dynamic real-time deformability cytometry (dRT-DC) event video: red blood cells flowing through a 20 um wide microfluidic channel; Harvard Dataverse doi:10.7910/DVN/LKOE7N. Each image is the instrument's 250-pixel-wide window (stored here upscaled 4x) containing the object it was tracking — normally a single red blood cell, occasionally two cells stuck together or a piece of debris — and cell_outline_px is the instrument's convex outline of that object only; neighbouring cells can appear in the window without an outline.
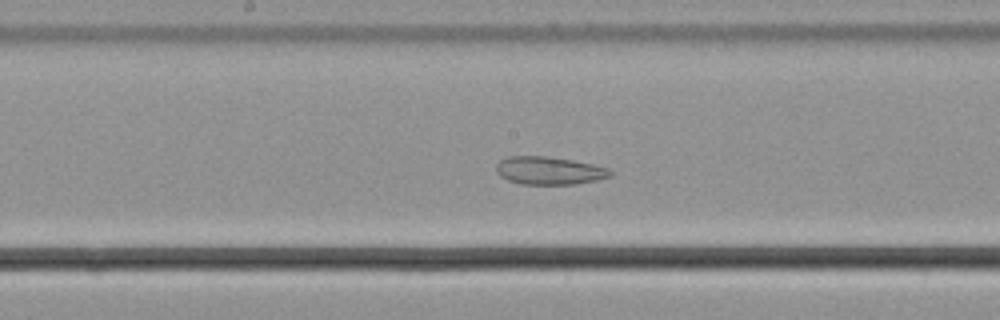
{"species": "common noctule bat (a hibernating species)", "species_latin": "Nyctalus noctula", "temperature_condition": "cold", "stored_images_in_passage": 56, "camera_frame_rate_fps": 3000, "um_per_image_px": 0.085, "animal": {"sex": "male", "body_mass_g": 21.5, "forearm_length_mm": 52.0}, "frame": {"image": 1, "passage_image": 29, "time_ms": 9.333, "image_size_px": [1000, 320], "cell_outline_px": [[612, 176], [596, 180], [576, 184], [520, 184], [508, 180], [500, 176], [496, 172], [496, 164], [500, 160], [508, 156], [548, 156], [572, 160], [592, 164], [608, 168], [612, 172]], "centroid_in_image_um": [46.66, 14.5], "position_along_channel_um": 201.5, "area_um2": 18.61}}
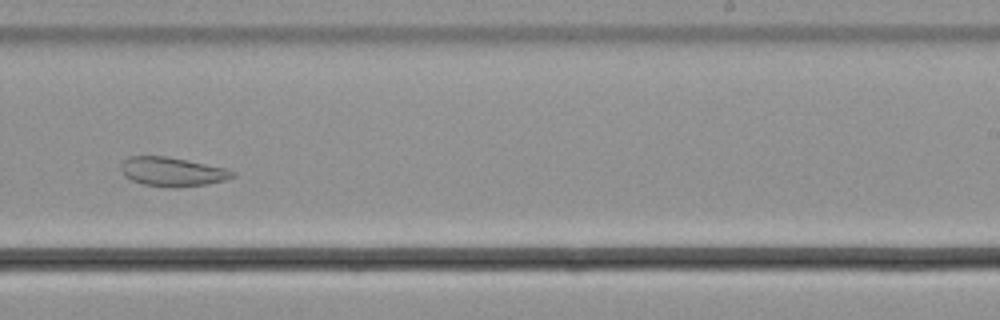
{"frame": {"image": 2, "passage_image": 35, "time_ms": 11.333, "image_size_px": [1000, 320], "cell_outline_px": [[236, 176], [224, 180], [208, 184], [176, 188], [168, 188], [144, 184], [132, 180], [124, 176], [120, 168], [120, 164], [128, 156], [164, 156], [188, 160], [228, 168], [236, 172]], "centroid_in_image_um": [14.67, 14.6], "position_along_channel_um": 274.3, "area_um2": 19.19}}
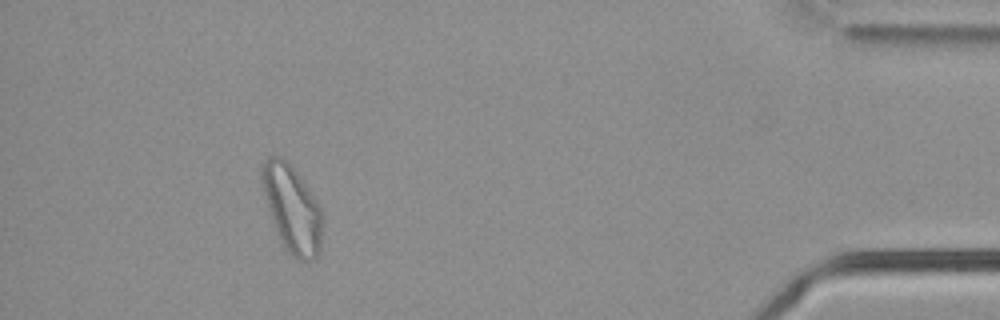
{"frame": {"image": 3, "passage_image": 51, "time_ms": 16.667, "image_size_px": [1000, 320], "cell_outline_px": [[324, 220], [320, 252], [312, 260], [300, 260], [292, 256], [280, 240], [276, 232], [264, 196], [260, 176], [260, 168], [264, 160], [268, 156], [280, 156], [300, 176], [316, 200], [324, 216]], "centroid_in_image_um": [24.83, 17.75], "position_along_channel_um": 410.4, "area_um2": 30.75}, "authors_computed_cell_mechanics": {"area_um2": 27.7151, "velocity_mm_per_s": 3.6488, "shape_relaxation_time_tau1_ms": null, "shape_relaxation_time_tau2_ms": 3.4973, "deformation_change_tau1": null, "deformation_change_tau2": 0.0772}}